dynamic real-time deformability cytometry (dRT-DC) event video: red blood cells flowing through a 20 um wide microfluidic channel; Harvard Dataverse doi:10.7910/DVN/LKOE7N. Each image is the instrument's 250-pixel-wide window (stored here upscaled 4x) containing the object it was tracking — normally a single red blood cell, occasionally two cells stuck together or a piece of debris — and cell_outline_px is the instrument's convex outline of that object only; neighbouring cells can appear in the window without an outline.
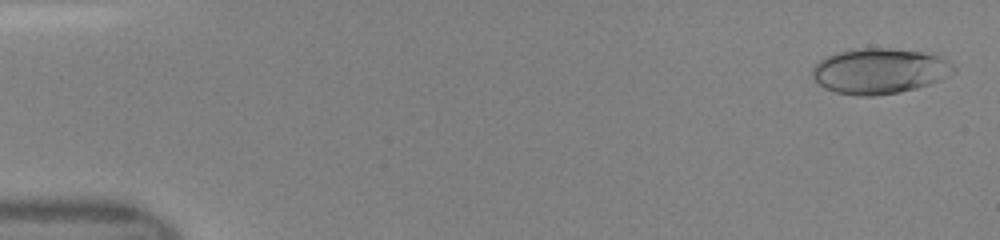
{"species": "human", "species_latin": "Homo sapiens", "temperature_condition": "room temperature", "stored_images_in_passage": 47, "camera_frame_rate_fps": 3000, "um_per_image_px": 0.085, "donor": {"sex": "female"}, "frame": {"image": 1, "passage_image": 2, "time_ms": 0.333, "image_size_px": [1000, 240], "cell_outline_px": [[956, 72], [940, 80], [916, 88], [900, 92], [872, 96], [856, 96], [836, 92], [824, 88], [812, 76], [812, 68], [820, 60], [836, 52], [856, 48], [892, 48], [920, 52], [940, 56], [956, 68]], "centroid_in_image_um": [74.75, 6.04], "position_along_channel_um": 10.2, "area_um2": 37.4}}
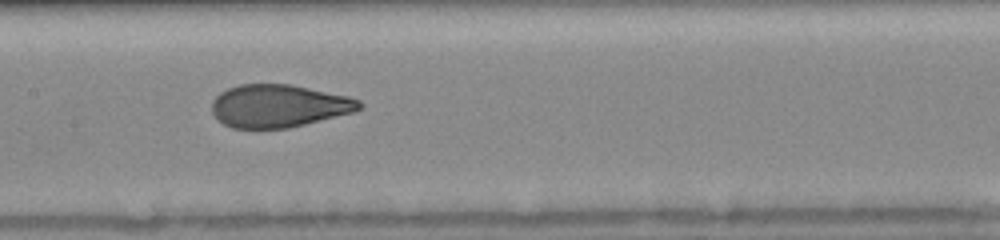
{"frame": {"image": 2, "passage_image": 24, "time_ms": 7.667, "image_size_px": [1000, 240], "cell_outline_px": [[364, 104], [360, 108], [352, 112], [288, 128], [232, 128], [224, 124], [212, 112], [212, 100], [220, 92], [228, 88], [240, 84], [288, 84], [348, 96], [360, 100]], "centroid_in_image_um": [23.67, 9.0], "position_along_channel_um": 183.7, "area_um2": 36.41}}
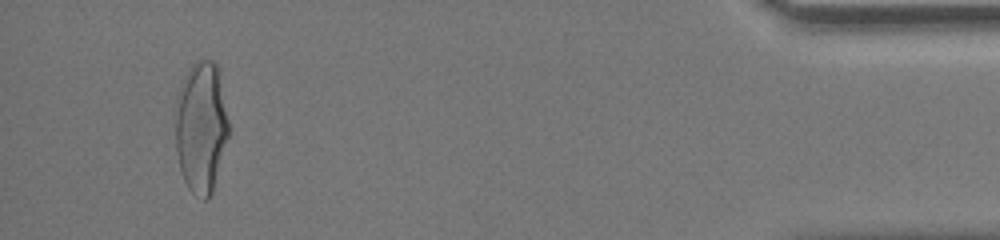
{"frame": {"image": 3, "passage_image": 45, "time_ms": 14.667, "image_size_px": [1000, 240], "cell_outline_px": [[232, 128], [212, 192], [208, 200], [204, 200], [196, 196], [188, 188], [184, 180], [180, 168], [176, 152], [172, 112], [180, 84], [188, 68], [196, 60], [212, 60], [216, 64]], "centroid_in_image_um": [17.08, 10.8], "position_along_channel_um": 418.1, "area_um2": 42.31}}